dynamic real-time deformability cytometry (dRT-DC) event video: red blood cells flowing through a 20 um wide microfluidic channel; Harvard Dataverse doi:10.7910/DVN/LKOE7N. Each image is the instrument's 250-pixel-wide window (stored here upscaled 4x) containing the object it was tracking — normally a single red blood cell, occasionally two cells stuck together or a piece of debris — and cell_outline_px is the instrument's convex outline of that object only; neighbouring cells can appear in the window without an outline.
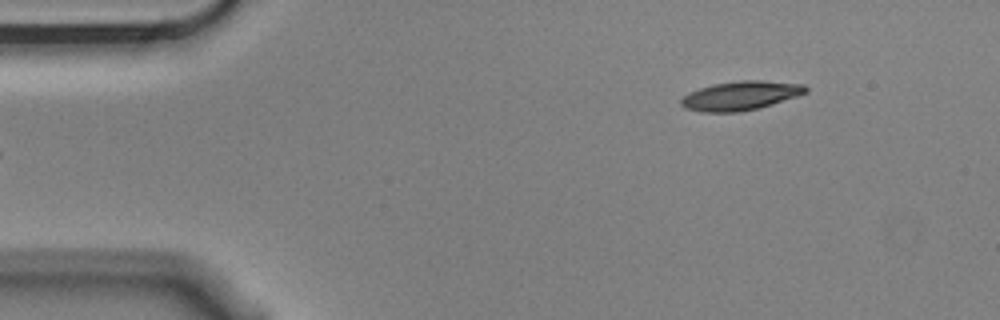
{"species": "Egyptian fruit bat (a non-hibernating species)", "species_latin": "Rousettus aegyptiacus", "temperature_condition": "cold", "stored_images_in_passage": 4, "camera_frame_rate_fps": 3000, "um_per_image_px": 0.085, "animal": {"sex": "male"}, "frame": {"image": 1, "passage_image": 4, "time_ms": 1.0, "image_size_px": [1000, 320], "cell_outline_px": [[808, 92], [760, 108], [740, 112], [700, 112], [684, 108], [680, 104], [680, 100], [688, 92], [700, 88], [716, 84], [740, 80], [764, 80], [804, 84], [808, 88]], "centroid_in_image_um": [62.94, 8.13], "position_along_channel_um": 22.1, "area_um2": 21.15}}